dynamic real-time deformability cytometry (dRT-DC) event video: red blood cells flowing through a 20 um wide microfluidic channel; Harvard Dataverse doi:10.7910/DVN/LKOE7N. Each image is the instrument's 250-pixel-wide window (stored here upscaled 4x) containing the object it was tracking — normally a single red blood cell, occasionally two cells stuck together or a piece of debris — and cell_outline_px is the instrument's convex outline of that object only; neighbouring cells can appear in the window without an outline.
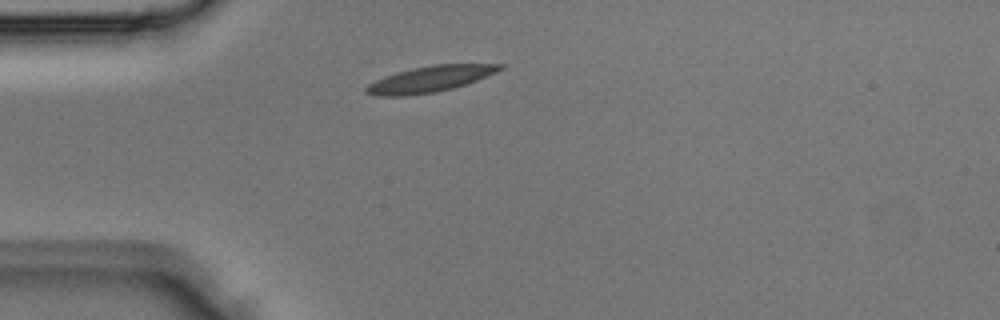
{"species": "Egyptian fruit bat (a non-hibernating species)", "species_latin": "Rousettus aegyptiacus", "temperature_condition": "room temperature", "stored_images_in_passage": 1, "camera_frame_rate_fps": 3000, "um_per_image_px": 0.085, "animal": {"sex": "male"}, "frame": {"image": 1, "passage_image": 1, "time_ms": 0.0, "image_size_px": [1000, 320], "cell_outline_px": [[504, 68], [496, 72], [476, 80], [452, 88], [436, 92], [404, 96], [376, 96], [364, 92], [364, 88], [368, 84], [384, 76], [412, 68], [436, 64], [504, 64]], "centroid_in_image_um": [36.51, 6.72], "position_along_channel_um": 48.5, "area_um2": 20.11}}